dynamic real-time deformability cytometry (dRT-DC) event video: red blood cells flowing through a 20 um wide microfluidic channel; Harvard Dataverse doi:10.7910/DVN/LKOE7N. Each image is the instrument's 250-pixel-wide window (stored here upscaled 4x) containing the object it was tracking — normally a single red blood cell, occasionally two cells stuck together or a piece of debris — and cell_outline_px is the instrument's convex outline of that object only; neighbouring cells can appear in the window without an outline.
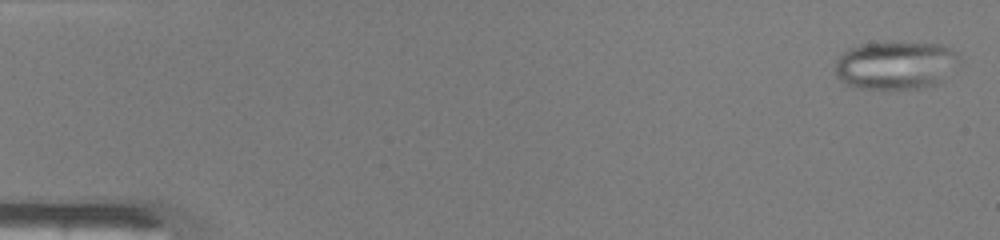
{"species": "common noctule bat (a hibernating species)", "species_latin": "Nyctalus noctula", "temperature_condition": "warm", "stored_images_in_passage": 12, "camera_frame_rate_fps": 3000, "um_per_image_px": 0.085, "animal": {"sex": "male", "body_mass_g": 19.0, "forearm_length_mm": 50.8}, "frame": {"image": 1, "passage_image": 1, "time_ms": 0.0, "image_size_px": [1000, 240], "cell_outline_px": [[960, 60], [936, 84], [920, 88], [856, 88], [844, 84], [836, 76], [836, 60], [848, 48], [860, 44], [944, 44], [956, 52]], "centroid_in_image_um": [76.08, 5.56], "position_along_channel_um": 8.9, "area_um2": 34.04}}